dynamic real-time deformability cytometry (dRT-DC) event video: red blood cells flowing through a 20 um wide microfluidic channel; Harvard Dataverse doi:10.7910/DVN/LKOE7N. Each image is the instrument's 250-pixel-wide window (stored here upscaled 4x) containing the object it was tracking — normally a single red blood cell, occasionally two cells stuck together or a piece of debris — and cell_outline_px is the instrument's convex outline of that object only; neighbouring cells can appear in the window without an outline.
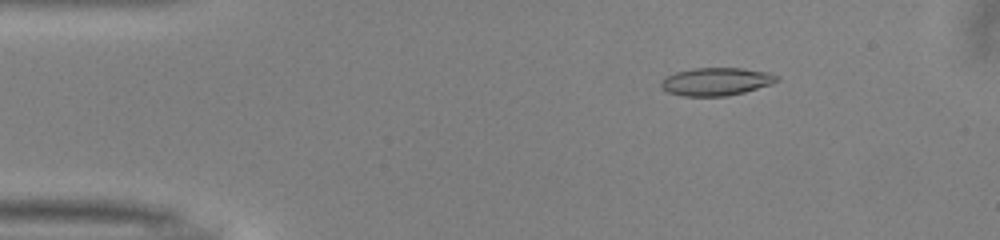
{"species": "common noctule bat (a hibernating species)", "species_latin": "Nyctalus noctula", "temperature_condition": "warm", "stored_images_in_passage": 51, "camera_frame_rate_fps": 3000, "um_per_image_px": 0.085, "animal": {"sex": "male", "body_mass_g": 13.0, "forearm_length_mm": 53.1}, "frame": {"image": 1, "passage_image": 8, "time_ms": 2.333, "image_size_px": [1000, 240], "cell_outline_px": [[780, 80], [772, 84], [744, 92], [728, 96], [684, 96], [668, 92], [660, 84], [668, 76], [676, 72], [692, 68], [744, 68], [768, 72], [780, 76]], "centroid_in_image_um": [60.95, 6.93], "position_along_channel_um": 24.1, "area_um2": 18.79}}
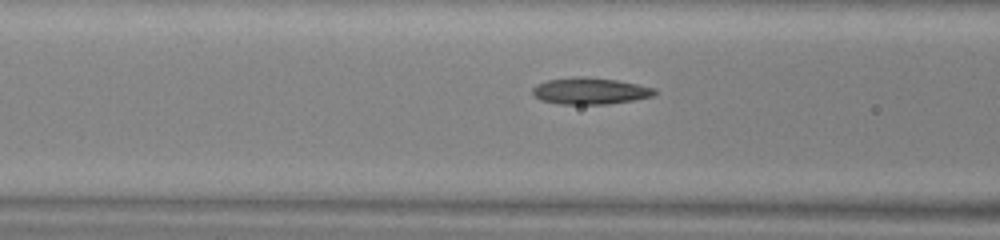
{"frame": {"image": 2, "passage_image": 20, "time_ms": 6.333, "image_size_px": [1000, 240], "cell_outline_px": [[656, 92], [652, 96], [632, 100], [608, 104], [560, 104], [540, 100], [532, 96], [532, 88], [536, 84], [548, 80], [576, 76], [580, 76], [616, 80], [656, 88]], "centroid_in_image_um": [50.1, 7.73], "position_along_channel_um": 116.5, "area_um2": 18.9}}
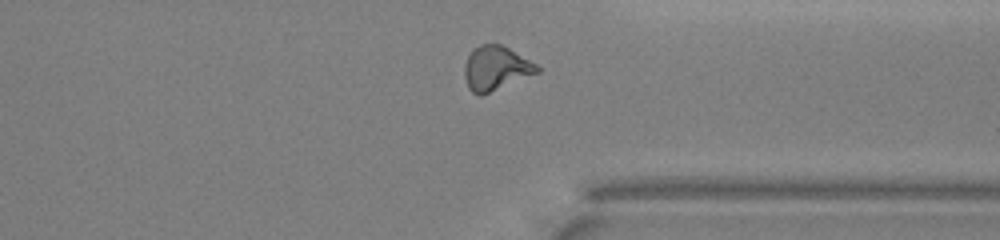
{"frame": {"image": 3, "passage_image": 39, "time_ms": 12.667, "image_size_px": [1000, 240], "cell_outline_px": [[540, 72], [480, 96], [472, 92], [468, 88], [464, 76], [464, 64], [468, 56], [480, 44], [500, 44], [508, 48], [536, 64], [540, 68]], "centroid_in_image_um": [42.13, 5.81], "position_along_channel_um": 369.3, "area_um2": 18.5}, "authors_computed_cell_mechanics": {"area_um2": 18.496, "velocity_mm_per_s": 4.0223, "shape_relaxation_time_tau1_ms": null, "shape_relaxation_time_tau2_ms": 2.204, "deformation_change_tau1": null, "deformation_change_tau2": 0.1163}}